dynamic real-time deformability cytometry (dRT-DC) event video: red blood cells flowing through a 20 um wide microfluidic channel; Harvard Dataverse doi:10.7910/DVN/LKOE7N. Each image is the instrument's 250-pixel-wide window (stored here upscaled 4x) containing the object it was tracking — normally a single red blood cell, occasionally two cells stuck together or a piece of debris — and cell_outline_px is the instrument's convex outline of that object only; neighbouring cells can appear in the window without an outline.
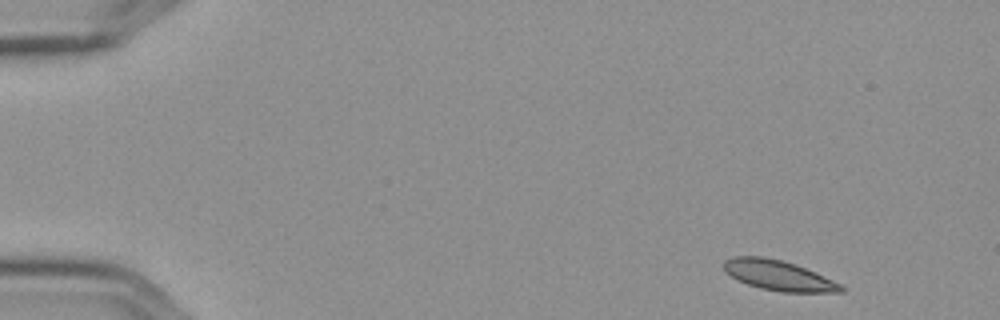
{"species": "Egyptian fruit bat (a non-hibernating species)", "species_latin": "Rousettus aegyptiacus", "temperature_condition": "cold", "stored_images_in_passage": 7, "camera_frame_rate_fps": 3000, "um_per_image_px": 0.085, "frame": {"image": 1, "passage_image": 1, "time_ms": 0.0, "image_size_px": [1000, 320], "cell_outline_px": [[844, 292], [784, 292], [760, 288], [736, 280], [724, 268], [724, 260], [732, 256], [764, 256], [796, 264], [824, 276], [840, 284], [844, 288]], "centroid_in_image_um": [66.16, 23.4], "position_along_channel_um": 18.8, "area_um2": 20.4}}
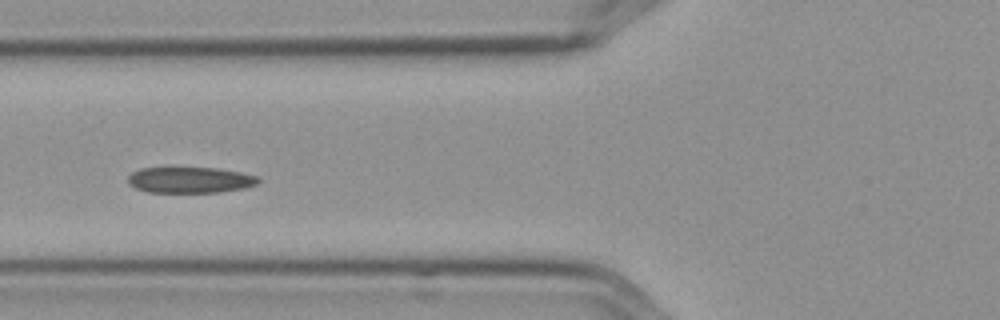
{"frame": {"image": 2, "passage_image": 6, "time_ms": 1.667, "image_size_px": [1000, 320], "cell_outline_px": [[260, 180], [256, 184], [244, 188], [220, 192], [148, 192], [136, 188], [128, 184], [128, 176], [132, 172], [140, 168], [216, 168], [240, 172], [256, 176]], "centroid_in_image_um": [16.13, 15.3], "position_along_channel_um": 109.7, "area_um2": 19.59}}
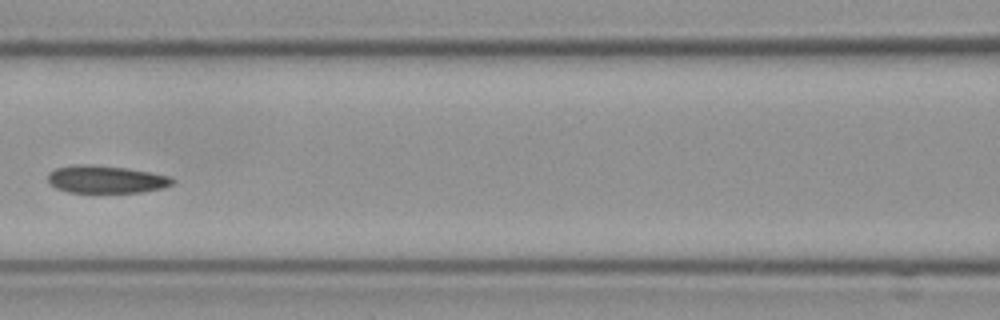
{"frame": {"image": 3, "passage_image": 7, "time_ms": 2.0, "image_size_px": [1000, 320], "cell_outline_px": [[176, 180], [172, 184], [164, 188], [140, 192], [68, 192], [56, 188], [48, 180], [48, 172], [56, 168], [80, 164], [88, 164], [124, 168], [148, 172], [168, 176]], "centroid_in_image_um": [9.0, 15.25], "position_along_channel_um": 157.6, "area_um2": 19.77}}